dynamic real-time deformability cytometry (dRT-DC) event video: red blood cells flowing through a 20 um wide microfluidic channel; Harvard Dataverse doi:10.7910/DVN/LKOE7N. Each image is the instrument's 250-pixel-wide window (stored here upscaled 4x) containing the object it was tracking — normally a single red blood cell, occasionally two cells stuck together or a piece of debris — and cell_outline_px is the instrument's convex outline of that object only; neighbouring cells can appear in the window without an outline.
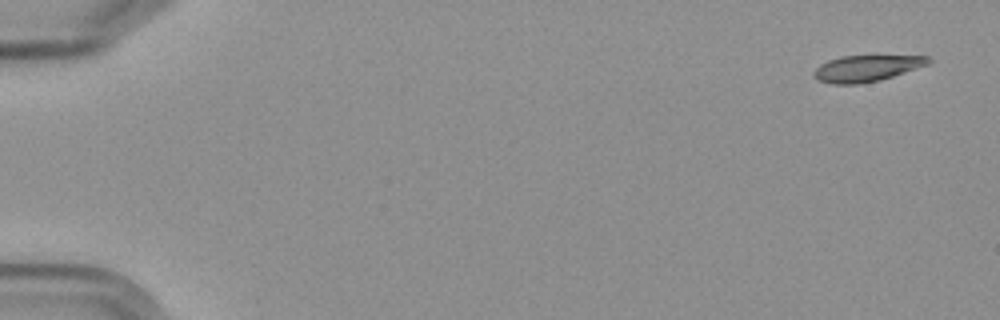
{"species": "Egyptian fruit bat (a non-hibernating species)", "species_latin": "Rousettus aegyptiacus", "temperature_condition": "cold", "stored_images_in_passage": 10, "camera_frame_rate_fps": 3000, "um_per_image_px": 0.085, "frame": {"image": 1, "passage_image": 1, "time_ms": 0.0, "image_size_px": [1000, 320], "cell_outline_px": [[932, 60], [928, 64], [880, 80], [856, 84], [832, 84], [816, 80], [812, 76], [812, 72], [820, 64], [828, 60], [840, 56], [928, 56]], "centroid_in_image_um": [73.58, 5.81], "position_along_channel_um": 11.4, "area_um2": 17.46}}
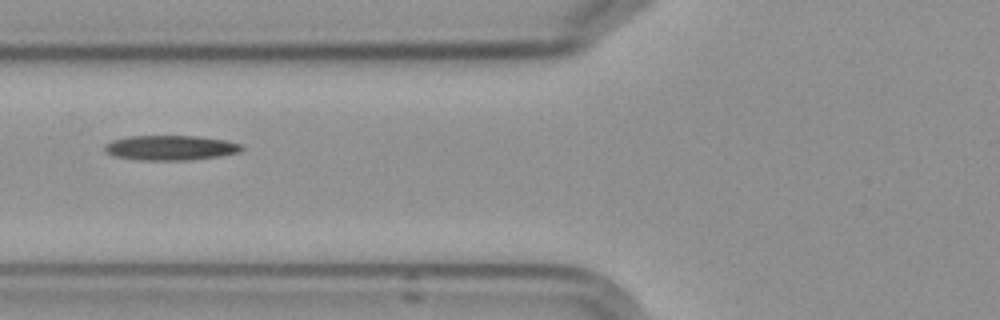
{"frame": {"image": 2, "passage_image": 7, "time_ms": 7.0, "image_size_px": [1000, 320], "cell_outline_px": [[244, 148], [240, 152], [220, 156], [192, 160], [136, 160], [112, 156], [104, 152], [104, 144], [112, 140], [128, 136], [200, 136], [224, 140], [244, 144]], "centroid_in_image_um": [14.48, 12.56], "position_along_channel_um": 111.3, "area_um2": 20.23}}
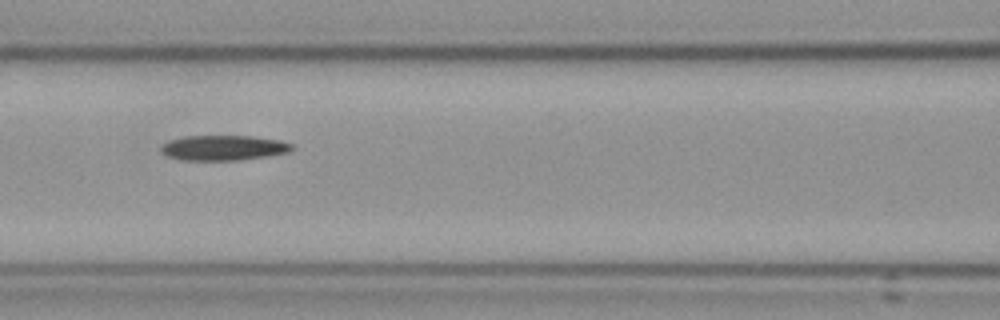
{"frame": {"image": 3, "passage_image": 8, "time_ms": 8.0, "image_size_px": [1000, 320], "cell_outline_px": [[296, 148], [288, 152], [268, 156], [240, 160], [184, 160], [168, 156], [160, 152], [160, 144], [168, 140], [184, 136], [252, 136], [280, 140], [292, 144]], "centroid_in_image_um": [18.98, 12.56], "position_along_channel_um": 147.6, "area_um2": 19.36}}